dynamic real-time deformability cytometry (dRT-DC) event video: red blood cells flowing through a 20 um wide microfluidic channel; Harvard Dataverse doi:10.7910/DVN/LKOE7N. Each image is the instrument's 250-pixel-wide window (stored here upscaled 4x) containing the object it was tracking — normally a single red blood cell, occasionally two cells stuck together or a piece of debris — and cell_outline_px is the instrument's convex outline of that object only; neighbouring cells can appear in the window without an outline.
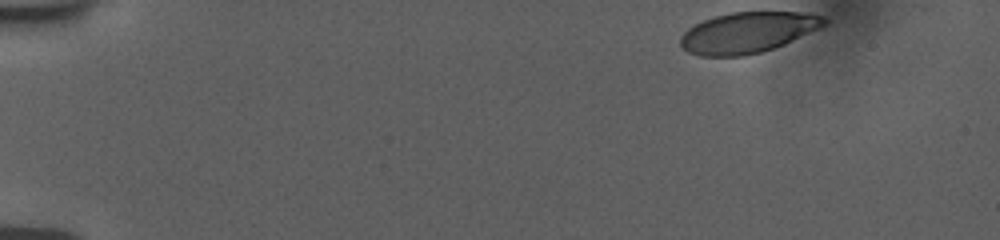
{"species": "human", "species_latin": "Homo sapiens", "temperature_condition": "room temperature", "stored_images_in_passage": 43, "camera_frame_rate_fps": 3000, "um_per_image_px": 0.085, "donor": {"sex": "female"}, "frame": {"image": 1, "passage_image": 1, "time_ms": 0.0, "image_size_px": [1000, 240], "cell_outline_px": [[828, 24], [820, 28], [784, 44], [760, 52], [744, 56], [700, 56], [688, 52], [680, 44], [680, 36], [688, 28], [704, 20], [716, 16], [732, 12], [812, 12], [828, 20]], "centroid_in_image_um": [63.58, 2.76], "position_along_channel_um": 21.4, "area_um2": 34.1}}
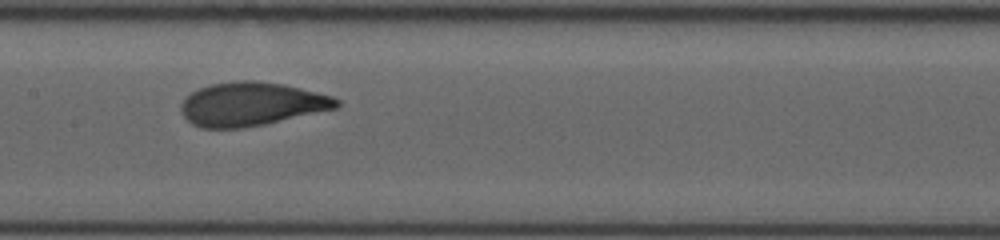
{"frame": {"image": 2, "passage_image": 24, "time_ms": 7.667, "image_size_px": [1000, 240], "cell_outline_px": [[340, 104], [336, 108], [264, 124], [244, 128], [200, 128], [192, 124], [180, 112], [180, 104], [192, 92], [200, 88], [212, 84], [236, 80], [256, 80], [284, 84], [332, 96], [340, 100]], "centroid_in_image_um": [21.35, 8.84], "position_along_channel_um": 186.1, "area_um2": 39.42}}
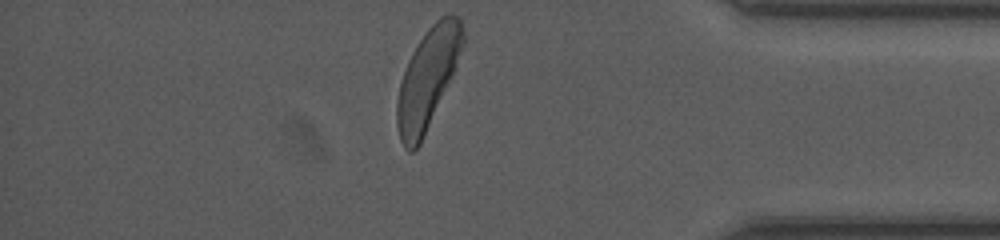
{"frame": {"image": 3, "passage_image": 43, "time_ms": 14.0, "image_size_px": [1000, 240], "cell_outline_px": [[464, 44], [452, 76], [424, 136], [420, 144], [412, 152], [408, 152], [404, 148], [400, 140], [396, 124], [396, 100], [400, 84], [408, 60], [412, 52], [424, 32], [440, 16], [448, 12], [460, 16], [464, 36]], "centroid_in_image_um": [36.35, 6.65], "position_along_channel_um": 398.9, "area_um2": 38.32}, "authors_computed_cell_mechanics": {"area_um2": 38.5526, "velocity_mm_per_s": 3.718, "shape_relaxation_time_tau1_ms": 3.0908, "shape_relaxation_time_tau2_ms": null, "deformation_change_tau1": 0.1692, "deformation_change_tau2": null}}